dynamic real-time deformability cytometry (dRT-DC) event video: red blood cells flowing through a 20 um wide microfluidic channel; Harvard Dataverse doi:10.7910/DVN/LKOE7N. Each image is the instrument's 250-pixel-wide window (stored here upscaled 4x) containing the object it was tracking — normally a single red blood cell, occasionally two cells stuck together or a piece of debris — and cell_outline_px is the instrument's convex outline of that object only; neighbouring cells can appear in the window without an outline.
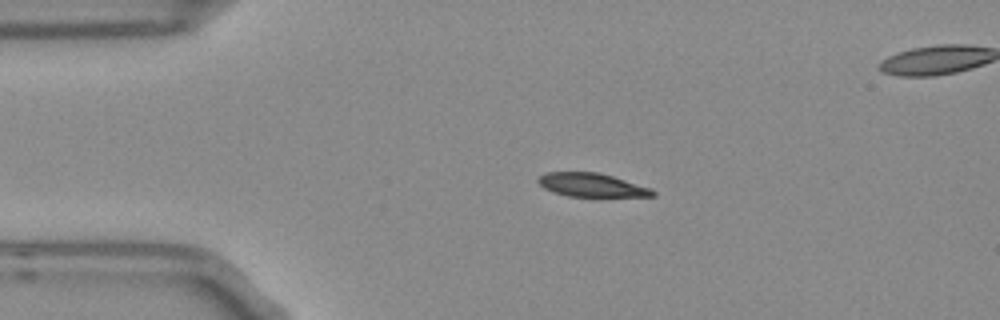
{"species": "Egyptian fruit bat (a non-hibernating species)", "species_latin": "Rousettus aegyptiacus", "temperature_condition": "room temperature", "stored_images_in_passage": 3, "camera_frame_rate_fps": 3000, "um_per_image_px": 0.085, "frame": {"image": 1, "passage_image": 1, "time_ms": 0.0, "image_size_px": [1000, 320], "cell_outline_px": [[656, 196], [568, 196], [552, 192], [544, 188], [536, 180], [540, 176], [548, 172], [600, 172], [652, 188], [656, 192]], "centroid_in_image_um": [50.31, 15.72], "position_along_channel_um": 34.7, "area_um2": 15.72}}